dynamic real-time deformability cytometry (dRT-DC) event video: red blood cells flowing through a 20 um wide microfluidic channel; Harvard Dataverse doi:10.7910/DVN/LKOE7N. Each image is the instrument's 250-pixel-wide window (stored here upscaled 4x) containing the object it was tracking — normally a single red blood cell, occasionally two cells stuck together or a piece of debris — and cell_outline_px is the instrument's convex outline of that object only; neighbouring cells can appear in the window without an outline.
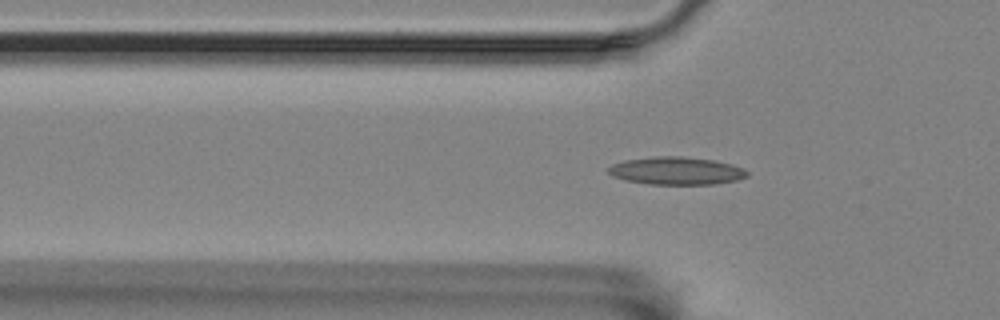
{"species": "Egyptian fruit bat (a non-hibernating species)", "species_latin": "Rousettus aegyptiacus", "temperature_condition": "room temperature", "stored_images_in_passage": 39, "camera_frame_rate_fps": 3000, "um_per_image_px": 0.085, "animal": {"sex": "female"}, "frame": {"image": 1, "passage_image": 6, "time_ms": 1.667, "image_size_px": [1000, 320], "cell_outline_px": [[748, 176], [736, 180], [716, 184], [648, 184], [624, 180], [612, 176], [608, 172], [608, 168], [612, 164], [624, 160], [656, 156], [680, 156], [716, 160], [732, 164], [744, 168], [748, 172]], "centroid_in_image_um": [57.49, 14.51], "position_along_channel_um": 68.3, "area_um2": 22.6}}
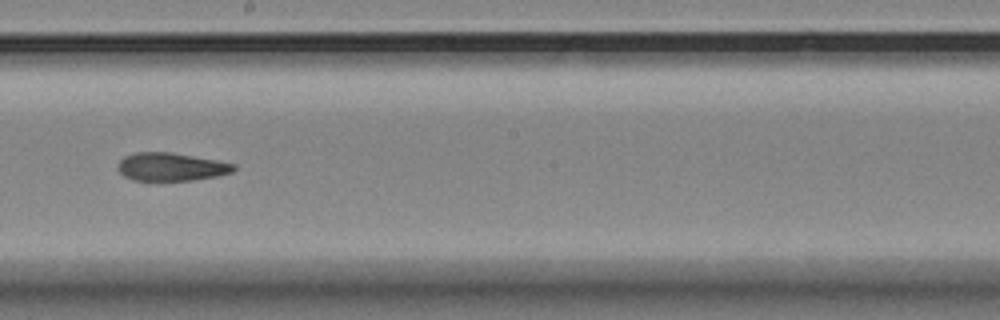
{"frame": {"image": 2, "passage_image": 20, "time_ms": 6.333, "image_size_px": [1000, 320], "cell_outline_px": [[236, 168], [232, 172], [216, 176], [192, 180], [132, 180], [124, 176], [116, 168], [120, 160], [124, 156], [136, 152], [172, 152], [216, 160], [236, 164]], "centroid_in_image_um": [14.52, 14.17], "position_along_channel_um": 233.7, "area_um2": 18.96}}
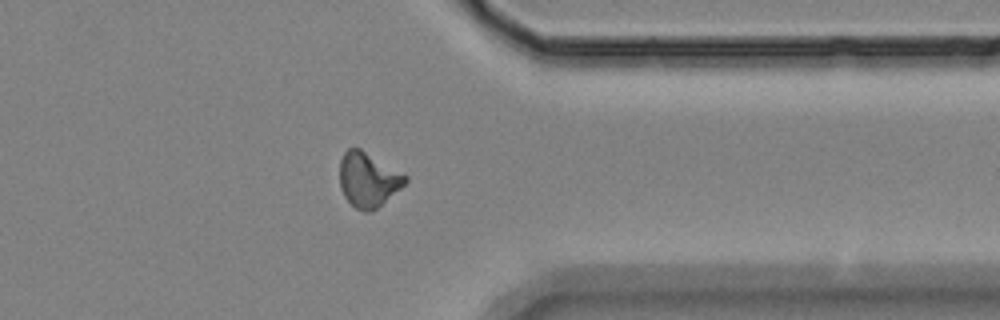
{"frame": {"image": 3, "passage_image": 33, "time_ms": 10.667, "image_size_px": [1000, 320], "cell_outline_px": [[408, 180], [400, 188], [372, 212], [364, 212], [356, 208], [344, 196], [340, 188], [340, 160], [344, 152], [348, 148], [360, 148], [408, 176]], "centroid_in_image_um": [31.27, 15.27], "position_along_channel_um": 380.1, "area_um2": 20.69}, "authors_computed_cell_mechanics": {"area_um2": 19.9988, "velocity_mm_per_s": 3.5273, "shape_relaxation_time_tau1_ms": 8.892, "shape_relaxation_time_tau2_ms": 3.0878, "deformation_change_tau1": 0.2167, "deformation_change_tau2": 0.1028}}